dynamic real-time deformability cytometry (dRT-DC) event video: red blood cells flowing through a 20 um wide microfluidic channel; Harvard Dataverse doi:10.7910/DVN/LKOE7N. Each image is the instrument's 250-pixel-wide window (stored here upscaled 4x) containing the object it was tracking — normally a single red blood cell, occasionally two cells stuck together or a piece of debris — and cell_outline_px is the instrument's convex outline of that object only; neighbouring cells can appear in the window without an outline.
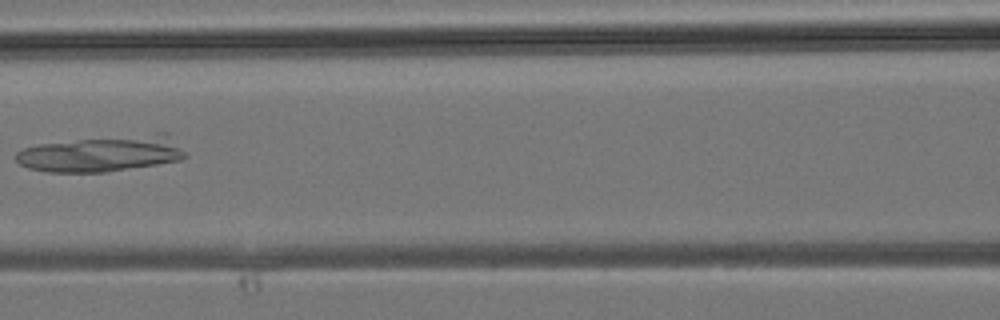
{"species": "common noctule bat (a hibernating species)", "species_latin": "Nyctalus noctula", "temperature_condition": "room temperature", "stored_images_in_passage": 22, "camera_frame_rate_fps": 3000, "um_per_image_px": 0.085, "animal": {"sex": "male", "body_mass_g": 19.2, "forearm_length_mm": 51.8}, "frame": {"image": 1, "passage_image": 8, "time_ms": 2.333, "image_size_px": [1000, 320], "cell_outline_px": [[188, 156], [180, 160], [156, 164], [104, 172], [48, 172], [28, 168], [20, 164], [16, 160], [16, 152], [24, 148], [40, 144], [156, 132], [168, 132]], "centroid_in_image_um": [8.7, 13.05], "position_along_channel_um": 157.9, "area_um2": 35.32}}
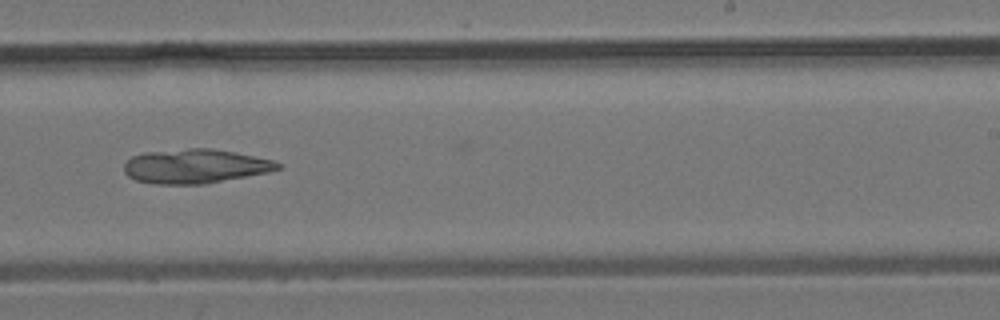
{"frame": {"image": 2, "passage_image": 14, "time_ms": 4.333, "image_size_px": [1000, 320], "cell_outline_px": [[280, 168], [268, 172], [204, 184], [152, 184], [136, 180], [128, 176], [124, 172], [124, 164], [132, 156], [144, 152], [188, 148], [208, 148], [236, 152], [276, 160], [280, 164]], "centroid_in_image_um": [16.58, 14.12], "position_along_channel_um": 272.4, "area_um2": 30.75}}
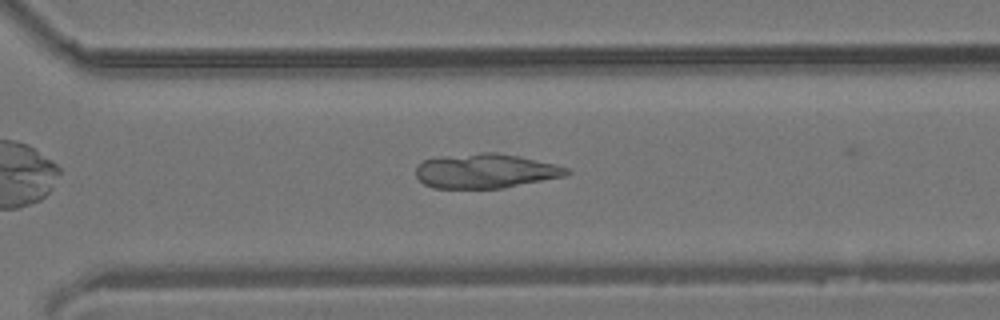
{"frame": {"image": 3, "passage_image": 17, "time_ms": 5.333, "image_size_px": [1000, 320], "cell_outline_px": [[572, 172], [564, 176], [504, 188], [432, 188], [424, 184], [416, 176], [416, 168], [424, 160], [440, 156], [480, 152], [496, 152], [520, 156], [556, 164], [568, 168]], "centroid_in_image_um": [41.28, 14.52], "position_along_channel_um": 329.3, "area_um2": 30.46}}